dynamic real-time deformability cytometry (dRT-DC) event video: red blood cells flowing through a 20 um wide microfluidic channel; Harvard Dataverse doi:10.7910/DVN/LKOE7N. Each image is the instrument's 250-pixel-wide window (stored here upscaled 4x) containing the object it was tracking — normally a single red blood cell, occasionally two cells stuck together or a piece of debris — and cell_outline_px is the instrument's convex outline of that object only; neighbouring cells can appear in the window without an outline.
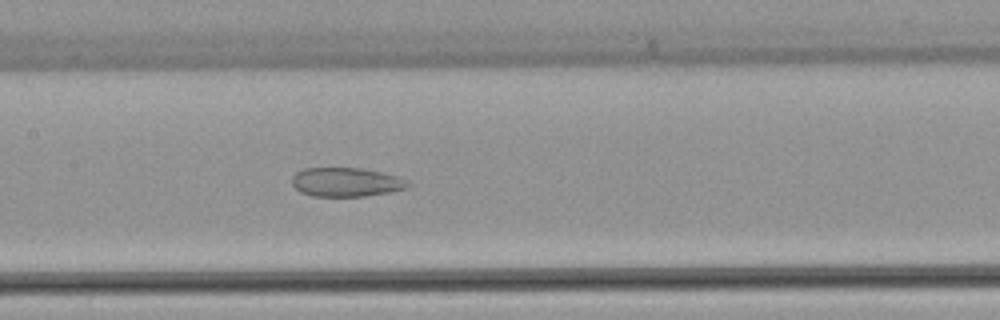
{"species": "common noctule bat (a hibernating species)", "species_latin": "Nyctalus noctula", "temperature_condition": "warm", "stored_images_in_passage": 48, "camera_frame_rate_fps": 3000, "um_per_image_px": 0.085, "animal": {"sex": "female", "body_mass_g": 22.7, "forearm_length_mm": 54.2}, "frame": {"image": 1, "passage_image": 23, "time_ms": 7.333, "image_size_px": [1000, 320], "cell_outline_px": [[412, 184], [408, 188], [388, 192], [364, 196], [312, 196], [300, 192], [292, 184], [292, 176], [296, 172], [304, 168], [364, 168], [400, 176]], "centroid_in_image_um": [29.44, 15.47], "position_along_channel_um": 178.0, "area_um2": 19.77}}
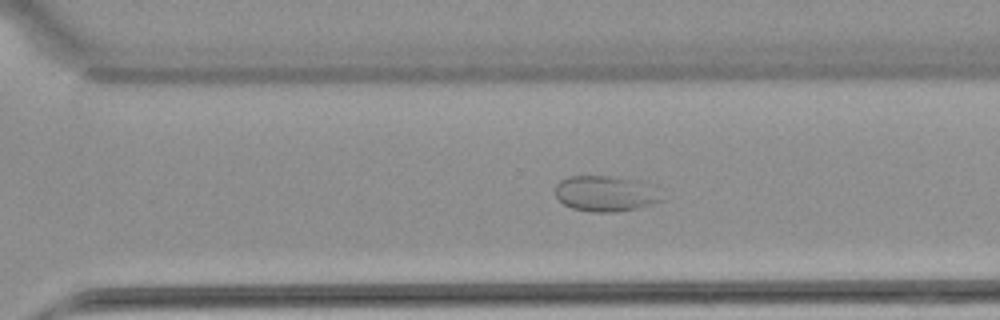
{"frame": {"image": 2, "passage_image": 33, "time_ms": 10.667, "image_size_px": [1000, 320], "cell_outline_px": [[664, 200], [652, 204], [636, 208], [616, 212], [592, 212], [572, 208], [564, 204], [556, 196], [556, 184], [560, 180], [568, 176], [620, 176], [640, 180], [648, 184]], "centroid_in_image_um": [51.45, 16.44], "position_along_channel_um": 319.2, "area_um2": 22.14}}
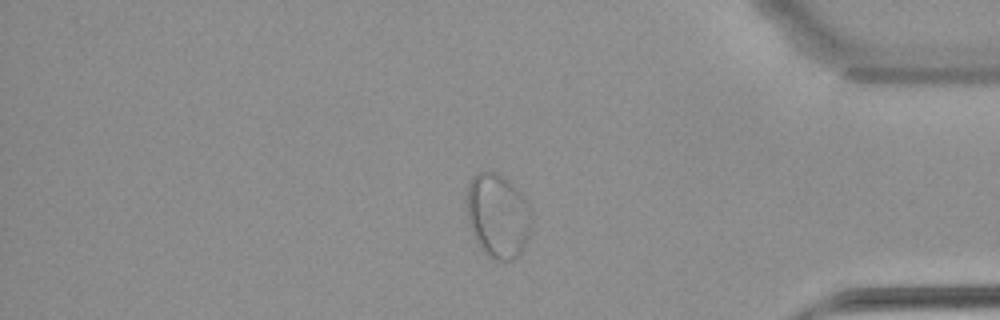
{"frame": {"image": 3, "passage_image": 40, "time_ms": 13.0, "image_size_px": [1000, 320], "cell_outline_px": [[532, 228], [528, 240], [520, 252], [512, 260], [496, 260], [488, 256], [480, 248], [468, 224], [468, 184], [472, 176], [476, 172], [496, 172], [504, 176], [524, 196], [532, 212]], "centroid_in_image_um": [42.34, 18.33], "position_along_channel_um": 392.9, "area_um2": 31.96}}